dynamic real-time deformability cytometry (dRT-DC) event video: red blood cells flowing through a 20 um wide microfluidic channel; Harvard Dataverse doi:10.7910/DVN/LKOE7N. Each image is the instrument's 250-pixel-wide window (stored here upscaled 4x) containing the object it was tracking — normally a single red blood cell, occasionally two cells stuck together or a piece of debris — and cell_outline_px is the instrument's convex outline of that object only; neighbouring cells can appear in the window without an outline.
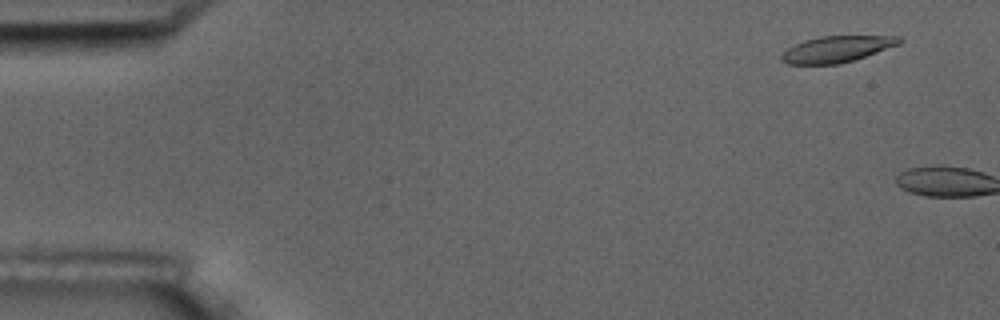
{"species": "common noctule bat (a hibernating species)", "species_latin": "Nyctalus noctula", "temperature_condition": "room temperature", "stored_images_in_passage": 6, "camera_frame_rate_fps": 3000, "um_per_image_px": 0.085, "animal": {"sex": "male", "body_mass_g": 17.5, "forearm_length_mm": 52.3}, "frame": {"image": 1, "passage_image": 1, "time_ms": 0.0, "image_size_px": [1000, 320], "cell_outline_px": [[904, 40], [900, 44], [840, 64], [788, 64], [780, 60], [780, 56], [788, 48], [804, 40], [820, 36], [900, 36]], "centroid_in_image_um": [71.12, 4.17], "position_along_channel_um": 13.9, "area_um2": 17.86}}